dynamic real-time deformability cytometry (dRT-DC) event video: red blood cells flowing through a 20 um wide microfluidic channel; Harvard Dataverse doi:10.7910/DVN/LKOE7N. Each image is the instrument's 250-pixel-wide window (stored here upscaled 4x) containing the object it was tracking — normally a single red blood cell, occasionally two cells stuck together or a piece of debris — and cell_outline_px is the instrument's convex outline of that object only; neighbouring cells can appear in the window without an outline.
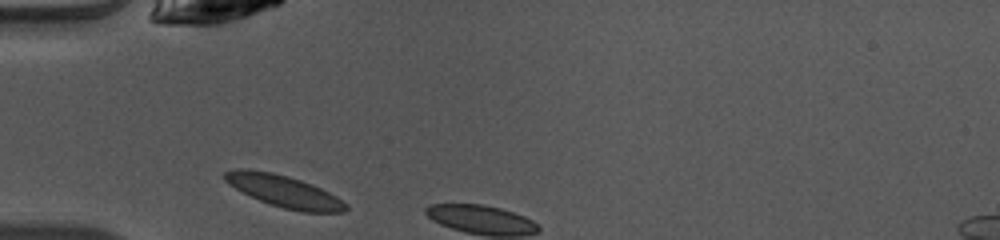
{"species": "common noctule bat (a hibernating species)", "species_latin": "Nyctalus noctula", "temperature_condition": "warm", "stored_images_in_passage": 2, "camera_frame_rate_fps": 3000, "um_per_image_px": 0.085, "animal": {"sex": "female", "body_mass_g": 10.0, "forearm_length_mm": 53.1}, "frame": {"image": 1, "passage_image": 1, "time_ms": 0.0, "image_size_px": [1000, 240], "cell_outline_px": [[348, 208], [344, 212], [304, 212], [284, 208], [260, 200], [228, 184], [224, 180], [224, 172], [232, 168], [248, 168], [272, 172], [288, 176], [312, 184], [336, 196], [348, 204]], "centroid_in_image_um": [24.14, 16.23], "position_along_channel_um": 60.9, "area_um2": 22.37}}